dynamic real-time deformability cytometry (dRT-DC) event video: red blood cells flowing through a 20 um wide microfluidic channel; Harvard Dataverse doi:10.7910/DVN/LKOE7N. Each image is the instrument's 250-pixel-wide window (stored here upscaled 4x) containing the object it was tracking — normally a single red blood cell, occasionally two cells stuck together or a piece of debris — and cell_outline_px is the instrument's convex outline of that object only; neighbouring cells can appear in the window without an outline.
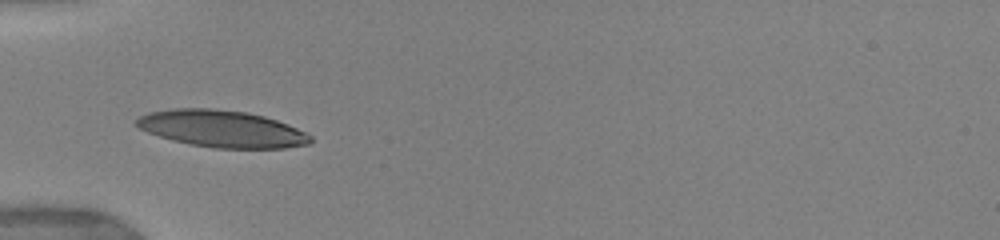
{"species": "human", "species_latin": "Homo sapiens", "temperature_condition": "warm", "stored_images_in_passage": 24, "camera_frame_rate_fps": 3000, "um_per_image_px": 0.085, "donor": {"sex": "female"}, "frame": {"image": 1, "passage_image": 1, "time_ms": 0.0, "image_size_px": [1000, 240], "cell_outline_px": [[312, 140], [308, 144], [284, 148], [212, 148], [172, 140], [148, 132], [140, 128], [136, 124], [136, 120], [140, 116], [148, 112], [172, 108], [208, 108], [248, 112], [264, 116], [288, 124], [312, 136]], "centroid_in_image_um": [18.86, 10.94], "position_along_channel_um": 66.1, "area_um2": 37.28}}